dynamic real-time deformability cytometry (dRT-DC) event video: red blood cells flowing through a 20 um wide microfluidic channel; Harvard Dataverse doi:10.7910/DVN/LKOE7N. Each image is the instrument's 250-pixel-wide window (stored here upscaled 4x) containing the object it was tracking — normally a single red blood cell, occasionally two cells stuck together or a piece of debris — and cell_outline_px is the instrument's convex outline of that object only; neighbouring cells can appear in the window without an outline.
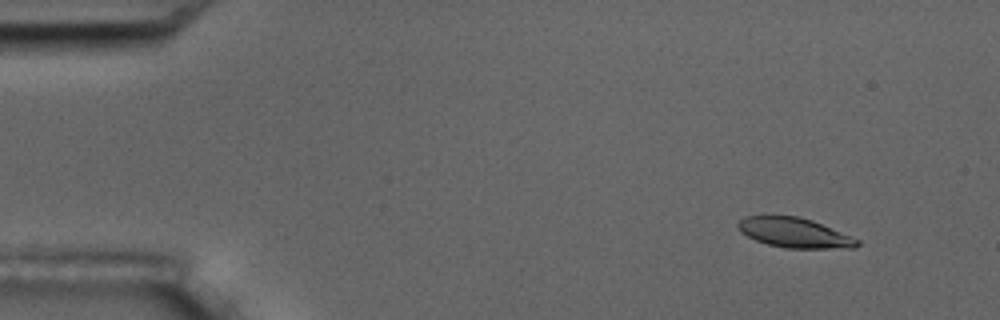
{"species": "common noctule bat (a hibernating species)", "species_latin": "Nyctalus noctula", "temperature_condition": "room temperature", "stored_images_in_passage": 5, "camera_frame_rate_fps": 3000, "um_per_image_px": 0.085, "animal": {"sex": "male", "body_mass_g": 17.5, "forearm_length_mm": 52.3}, "frame": {"image": 1, "passage_image": 2, "time_ms": 1.0, "image_size_px": [1000, 320], "cell_outline_px": [[860, 244], [856, 248], [784, 248], [768, 244], [756, 240], [740, 232], [736, 224], [744, 216], [764, 212], [796, 216], [812, 220], [860, 240]], "centroid_in_image_um": [67.45, 19.73], "position_along_channel_um": 17.6, "area_um2": 21.33}}
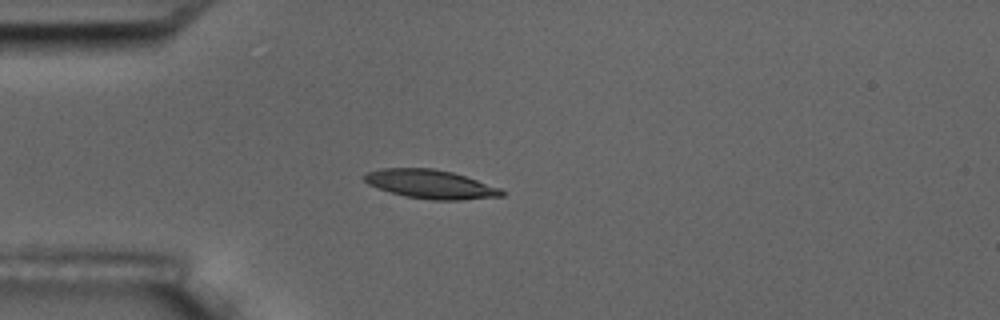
{"frame": {"image": 2, "passage_image": 5, "time_ms": 4.333, "image_size_px": [1000, 320], "cell_outline_px": [[504, 196], [460, 200], [432, 200], [404, 196], [368, 184], [364, 180], [364, 172], [380, 168], [432, 168], [452, 172], [500, 188], [504, 192]], "centroid_in_image_um": [36.57, 15.65], "position_along_channel_um": 48.4, "area_um2": 22.89}}